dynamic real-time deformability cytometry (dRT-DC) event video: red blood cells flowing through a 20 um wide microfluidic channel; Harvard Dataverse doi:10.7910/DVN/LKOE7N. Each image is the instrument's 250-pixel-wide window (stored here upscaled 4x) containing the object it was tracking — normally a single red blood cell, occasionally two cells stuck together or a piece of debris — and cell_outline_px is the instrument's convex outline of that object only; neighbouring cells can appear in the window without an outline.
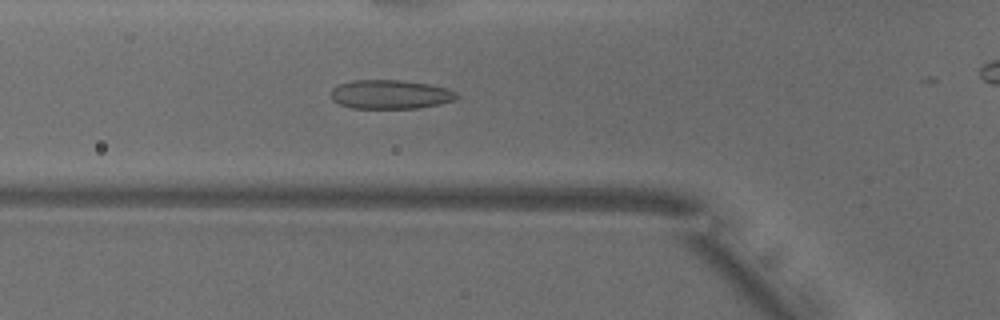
{"species": "common noctule bat (a hibernating species)", "species_latin": "Nyctalus noctula", "temperature_condition": "warm", "stored_images_in_passage": 23, "camera_frame_rate_fps": 3000, "um_per_image_px": 0.085, "animal": {"sex": "male", "body_mass_g": 18.8}, "frame": {"image": 1, "passage_image": 16, "time_ms": 5.0, "image_size_px": [1000, 320], "cell_outline_px": [[460, 96], [456, 100], [440, 104], [416, 108], [352, 108], [340, 104], [332, 100], [332, 88], [340, 84], [352, 80], [400, 80], [428, 84], [448, 88], [456, 92]], "centroid_in_image_um": [33.21, 8.02], "position_along_channel_um": 92.6, "area_um2": 21.27}}
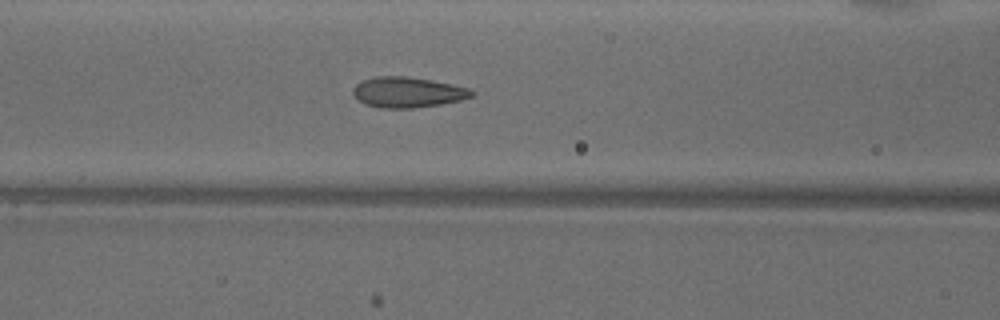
{"frame": {"image": 2, "passage_image": 19, "time_ms": 6.0, "image_size_px": [1000, 320], "cell_outline_px": [[476, 92], [472, 96], [460, 100], [440, 104], [412, 108], [380, 108], [364, 104], [352, 92], [352, 88], [360, 80], [376, 76], [408, 76], [432, 80], [468, 88]], "centroid_in_image_um": [34.62, 7.83], "position_along_channel_um": 132.0, "area_um2": 21.1}}
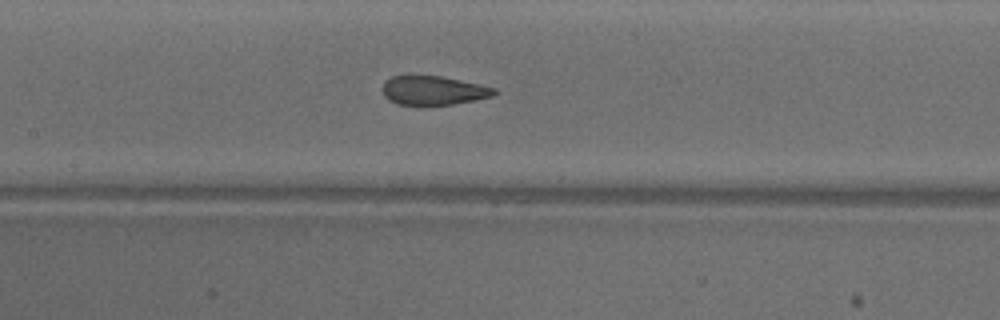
{"frame": {"image": 3, "passage_image": 22, "time_ms": 7.0, "image_size_px": [1000, 320], "cell_outline_px": [[500, 92], [492, 96], [476, 100], [452, 104], [396, 104], [388, 100], [384, 96], [384, 80], [392, 76], [408, 72], [440, 76], [480, 84], [496, 88]], "centroid_in_image_um": [36.81, 7.64], "position_along_channel_um": 170.6, "area_um2": 19.42}}